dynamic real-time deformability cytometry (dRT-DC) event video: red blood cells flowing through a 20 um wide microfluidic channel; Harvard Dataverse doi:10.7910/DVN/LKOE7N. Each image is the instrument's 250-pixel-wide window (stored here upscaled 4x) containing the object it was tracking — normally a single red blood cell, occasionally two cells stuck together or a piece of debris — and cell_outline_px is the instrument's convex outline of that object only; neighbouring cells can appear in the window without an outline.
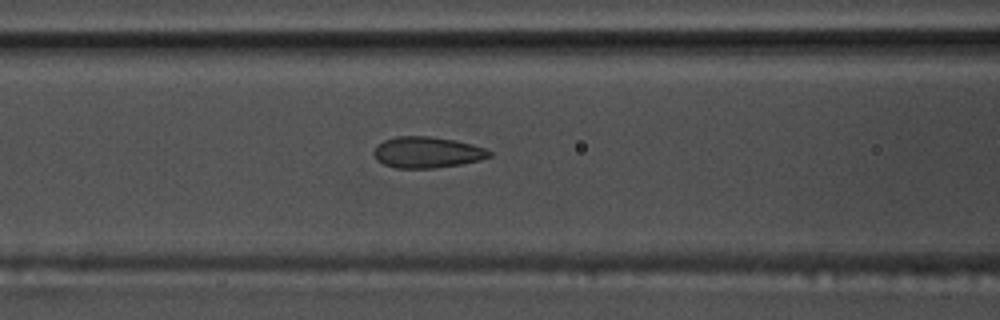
{"species": "common noctule bat (a hibernating species)", "species_latin": "Nyctalus noctula", "temperature_condition": "warm", "stored_images_in_passage": 56, "camera_frame_rate_fps": 3000, "um_per_image_px": 0.085, "animal": {"sex": "male", "body_mass_g": 17.5, "forearm_length_mm": 52.3}, "frame": {"image": 1, "passage_image": 24, "time_ms": 7.667, "image_size_px": [1000, 320], "cell_outline_px": [[492, 156], [480, 160], [460, 164], [432, 168], [396, 168], [384, 164], [376, 160], [372, 152], [384, 140], [396, 136], [428, 136], [456, 140], [472, 144], [484, 148], [492, 152]], "centroid_in_image_um": [36.31, 12.95], "position_along_channel_um": 130.3, "area_um2": 20.92}}
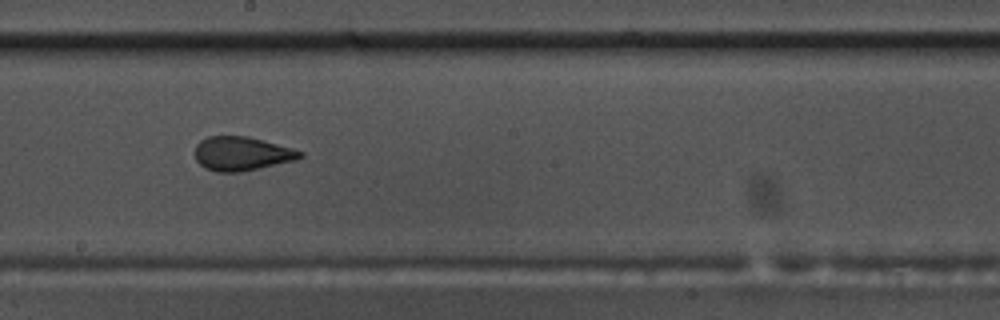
{"frame": {"image": 2, "passage_image": 32, "time_ms": 10.333, "image_size_px": [1000, 320], "cell_outline_px": [[304, 156], [296, 160], [240, 172], [216, 172], [204, 168], [196, 160], [196, 144], [200, 140], [208, 136], [248, 136], [264, 140], [292, 148], [304, 152]], "centroid_in_image_um": [20.55, 13.06], "position_along_channel_um": 227.6, "area_um2": 20.87}}
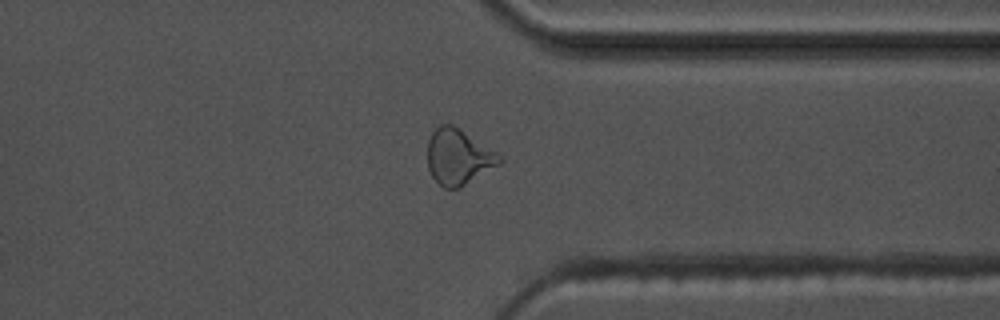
{"frame": {"image": 3, "passage_image": 44, "time_ms": 14.333, "image_size_px": [1000, 320], "cell_outline_px": [[504, 160], [500, 164], [460, 188], [444, 188], [432, 176], [428, 168], [428, 140], [432, 132], [440, 124], [452, 124], [496, 152]], "centroid_in_image_um": [38.95, 13.34], "position_along_channel_um": 372.4, "area_um2": 23.06}}